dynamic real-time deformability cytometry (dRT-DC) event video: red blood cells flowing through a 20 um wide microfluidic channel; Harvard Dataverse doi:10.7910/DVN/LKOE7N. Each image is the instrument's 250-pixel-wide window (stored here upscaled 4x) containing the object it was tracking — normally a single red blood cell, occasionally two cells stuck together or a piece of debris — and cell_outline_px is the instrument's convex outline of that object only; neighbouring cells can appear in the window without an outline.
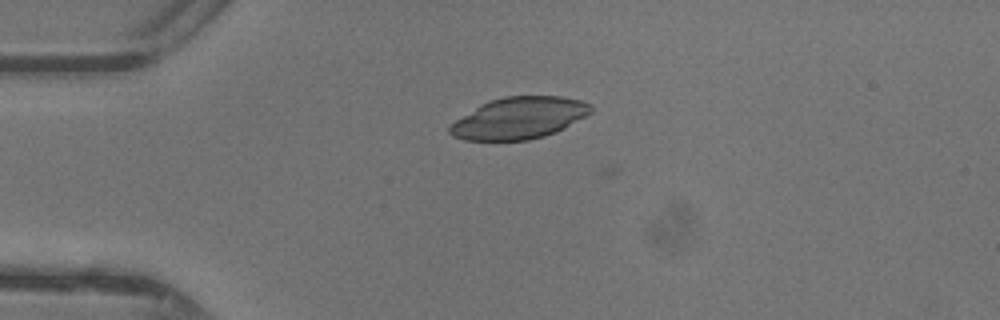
{"species": "common noctule bat (a hibernating species)", "species_latin": "Nyctalus noctula", "temperature_condition": "warm", "stored_images_in_passage": 4, "camera_frame_rate_fps": 3000, "um_per_image_px": 0.085, "animal": {"sex": "female"}, "frame": {"image": 1, "passage_image": 3, "time_ms": 0.667, "image_size_px": [1000, 320], "cell_outline_px": [[592, 112], [564, 128], [556, 132], [544, 136], [528, 140], [464, 140], [452, 136], [448, 132], [448, 124], [480, 104], [488, 100], [504, 96], [560, 96], [580, 100], [592, 104]], "centroid_in_image_um": [44.08, 10.03], "position_along_channel_um": 40.9, "area_um2": 34.51}}